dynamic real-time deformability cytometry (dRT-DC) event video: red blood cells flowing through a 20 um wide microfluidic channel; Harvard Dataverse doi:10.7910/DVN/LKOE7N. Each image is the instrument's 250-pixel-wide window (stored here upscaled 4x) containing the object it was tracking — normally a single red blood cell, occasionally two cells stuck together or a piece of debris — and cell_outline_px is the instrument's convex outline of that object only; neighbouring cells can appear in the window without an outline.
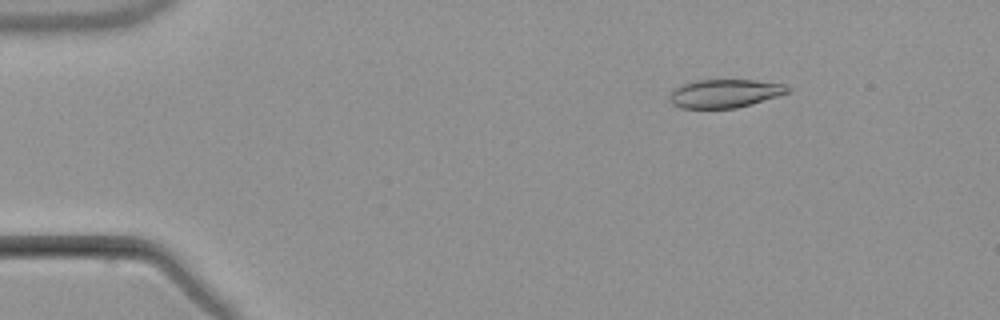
{"species": "common noctule bat (a hibernating species)", "species_latin": "Nyctalus noctula", "temperature_condition": "warm", "stored_images_in_passage": 5, "camera_frame_rate_fps": 3000, "um_per_image_px": 0.085, "animal": {"sex": "male", "body_mass_g": 21.5, "forearm_length_mm": 52.0}, "frame": {"image": 1, "passage_image": 3, "time_ms": 2.333, "image_size_px": [1000, 320], "cell_outline_px": [[792, 88], [788, 92], [776, 96], [736, 108], [680, 108], [672, 104], [668, 100], [668, 96], [672, 88], [696, 80], [756, 80], [784, 84]], "centroid_in_image_um": [61.54, 7.94], "position_along_channel_um": 23.5, "area_um2": 19.54}}